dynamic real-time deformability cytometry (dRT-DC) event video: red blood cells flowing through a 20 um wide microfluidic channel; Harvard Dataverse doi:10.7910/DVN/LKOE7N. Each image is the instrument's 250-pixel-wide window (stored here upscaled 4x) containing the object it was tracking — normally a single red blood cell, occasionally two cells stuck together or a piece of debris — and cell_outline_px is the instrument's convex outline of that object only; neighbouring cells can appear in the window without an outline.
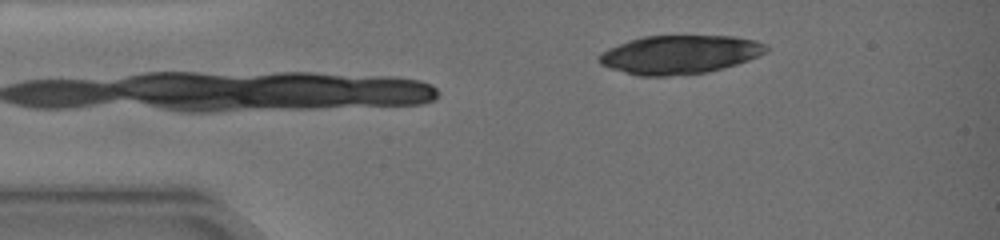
{"species": "common noctule bat (a hibernating species)", "species_latin": "Nyctalus noctula", "temperature_condition": "warm", "stored_images_in_passage": 5, "camera_frame_rate_fps": 3000, "um_per_image_px": 0.085, "animal": {"sex": "female", "body_mass_g": 19.0, "forearm_length_mm": 51.5}, "frame": {"image": 1, "passage_image": 1, "time_ms": 0.0, "image_size_px": [1000, 240], "cell_outline_px": [[768, 52], [760, 56], [724, 68], [708, 72], [668, 76], [636, 76], [600, 64], [596, 60], [596, 56], [600, 52], [608, 48], [628, 40], [644, 36], [732, 36], [756, 40], [768, 44]], "centroid_in_image_um": [57.77, 4.63], "position_along_channel_um": 27.2, "area_um2": 37.97}}